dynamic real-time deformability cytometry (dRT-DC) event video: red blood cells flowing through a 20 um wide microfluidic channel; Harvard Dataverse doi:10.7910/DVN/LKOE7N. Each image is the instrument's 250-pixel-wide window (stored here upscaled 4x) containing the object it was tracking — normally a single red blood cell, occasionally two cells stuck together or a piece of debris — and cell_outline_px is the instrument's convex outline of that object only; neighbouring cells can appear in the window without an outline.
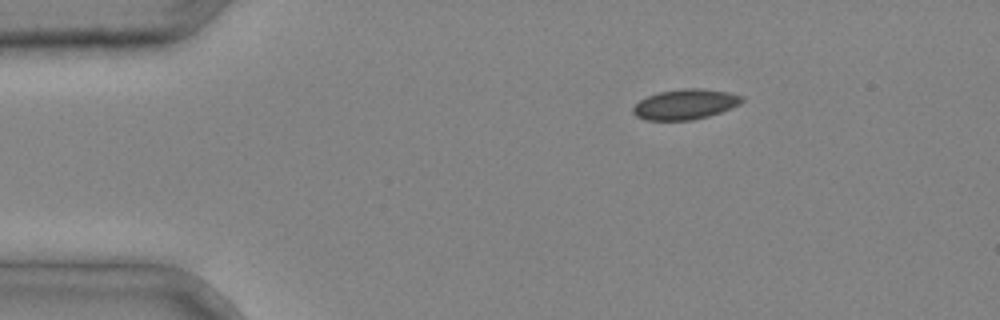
{"species": "common noctule bat (a hibernating species)", "species_latin": "Nyctalus noctula", "temperature_condition": "cold", "stored_images_in_passage": 2, "camera_frame_rate_fps": 3000, "um_per_image_px": 0.085, "animal": {"sex": "male", "body_mass_g": 20.4}, "frame": {"image": 1, "passage_image": 1, "time_ms": 0.0, "image_size_px": [1000, 320], "cell_outline_px": [[744, 100], [740, 104], [720, 112], [708, 116], [692, 120], [644, 120], [636, 116], [632, 112], [632, 108], [640, 100], [648, 96], [660, 92], [684, 88], [700, 88], [728, 92], [744, 96]], "centroid_in_image_um": [58.25, 8.86], "position_along_channel_um": 26.8, "area_um2": 19.13}}